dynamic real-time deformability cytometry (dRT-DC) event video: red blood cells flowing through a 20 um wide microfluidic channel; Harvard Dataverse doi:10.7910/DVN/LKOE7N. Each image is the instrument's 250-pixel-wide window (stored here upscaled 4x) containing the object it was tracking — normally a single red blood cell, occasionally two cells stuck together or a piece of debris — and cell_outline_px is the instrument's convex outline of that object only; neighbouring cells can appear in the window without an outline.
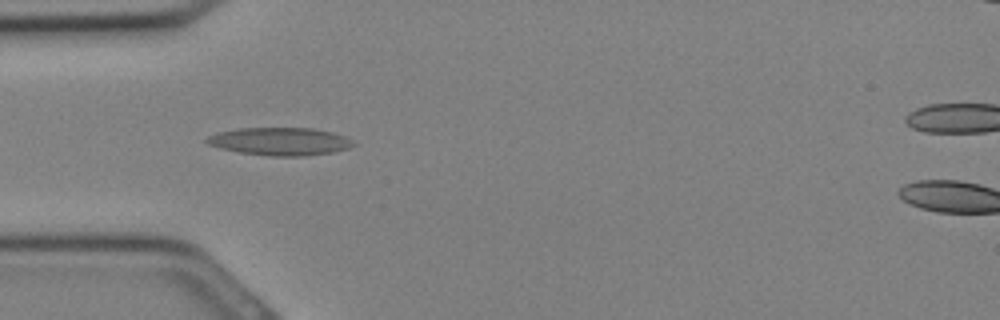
{"species": "Egyptian fruit bat (a non-hibernating species)", "species_latin": "Rousettus aegyptiacus", "temperature_condition": "cold", "stored_images_in_passage": 8, "camera_frame_rate_fps": 3000, "um_per_image_px": 0.085, "animal": {"sex": "female"}, "frame": {"image": 1, "passage_image": 1, "time_ms": 0.0, "image_size_px": [1000, 320], "cell_outline_px": [[356, 144], [348, 148], [332, 152], [304, 156], [272, 156], [240, 152], [220, 148], [208, 144], [204, 140], [208, 136], [220, 132], [236, 128], [312, 128], [332, 132], [344, 136], [352, 140]], "centroid_in_image_um": [23.8, 12.02], "position_along_channel_um": 61.2, "area_um2": 23.64}}